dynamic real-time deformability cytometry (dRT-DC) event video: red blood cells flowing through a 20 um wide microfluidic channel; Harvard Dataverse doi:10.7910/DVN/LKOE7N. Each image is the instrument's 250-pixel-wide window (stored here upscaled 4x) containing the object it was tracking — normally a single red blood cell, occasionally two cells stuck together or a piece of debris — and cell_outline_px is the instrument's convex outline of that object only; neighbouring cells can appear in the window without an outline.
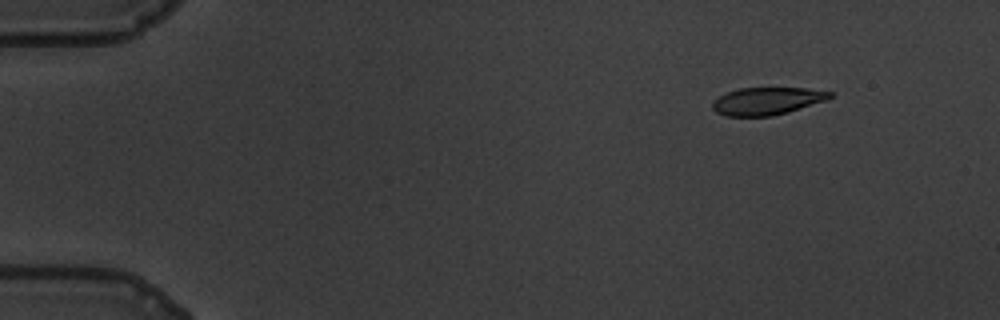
{"species": "common noctule bat (a hibernating species)", "species_latin": "Nyctalus noctula", "temperature_condition": "warm", "stored_images_in_passage": 54, "camera_frame_rate_fps": 3000, "um_per_image_px": 0.085, "animal": {"sex": "male", "body_mass_g": 19.5, "forearm_length_mm": 54.6}, "frame": {"image": 1, "passage_image": 1, "time_ms": 0.0, "image_size_px": [1000, 320], "cell_outline_px": [[832, 96], [828, 100], [788, 112], [772, 116], [728, 116], [716, 112], [712, 108], [712, 104], [720, 96], [728, 92], [740, 88], [808, 88], [832, 92]], "centroid_in_image_um": [65.24, 8.59], "position_along_channel_um": 19.8, "area_um2": 18.73}}
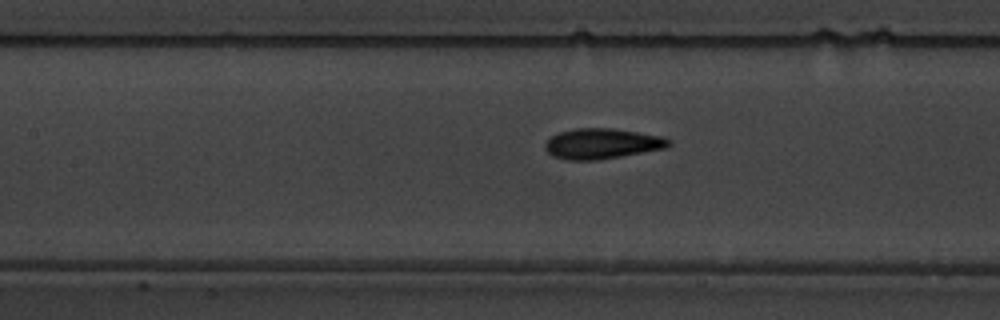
{"frame": {"image": 2, "passage_image": 22, "time_ms": 7.0, "image_size_px": [1000, 320], "cell_outline_px": [[672, 144], [668, 148], [596, 160], [568, 160], [552, 156], [544, 148], [544, 144], [552, 136], [560, 132], [576, 128], [612, 128], [660, 136], [672, 140]], "centroid_in_image_um": [51.18, 12.21], "position_along_channel_um": 156.2, "area_um2": 21.85}}
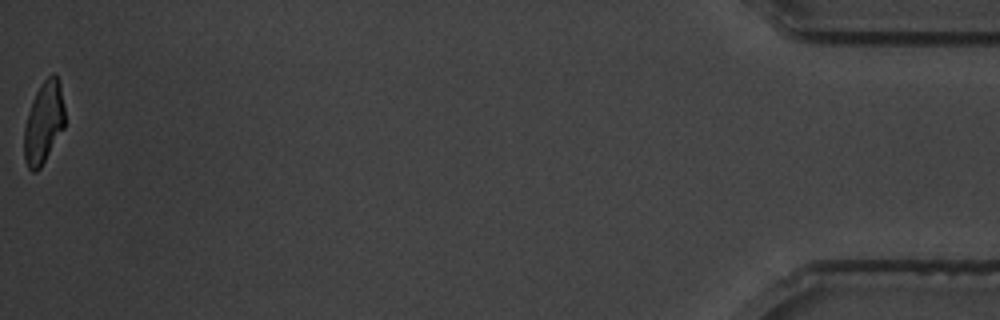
{"frame": {"image": 3, "passage_image": 54, "time_ms": 17.667, "image_size_px": [1000, 320], "cell_outline_px": [[64, 128], [40, 168], [36, 172], [32, 172], [28, 168], [24, 160], [24, 128], [28, 112], [32, 100], [40, 84], [52, 72], [56, 72], [60, 80], [64, 108]], "centroid_in_image_um": [3.71, 10.39], "position_along_channel_um": 431.5, "area_um2": 19.59}, "authors_computed_cell_mechanics": {"area_um2": 20.8658, "velocity_mm_per_s": 3.4337, "shape_relaxation_time_tau1_ms": 3.5171, "shape_relaxation_time_tau2_ms": 1.2977, "deformation_change_tau1": 0.1778, "deformation_change_tau2": 0.0903}}